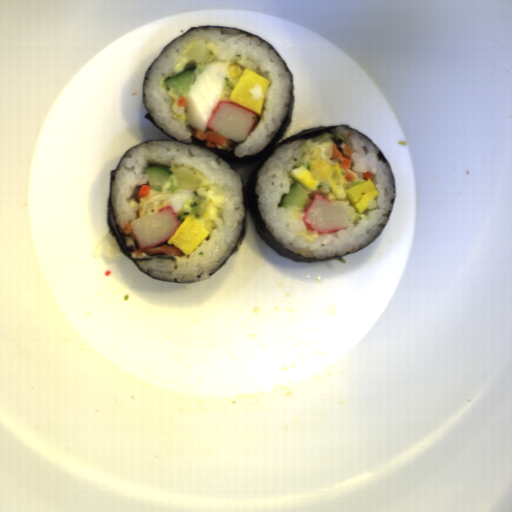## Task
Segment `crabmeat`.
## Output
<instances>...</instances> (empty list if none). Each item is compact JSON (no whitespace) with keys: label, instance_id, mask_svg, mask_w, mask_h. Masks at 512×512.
<instances>
[{"label":"crabmeat","instance_id":"1","mask_svg":"<svg viewBox=\"0 0 512 512\" xmlns=\"http://www.w3.org/2000/svg\"><path fill=\"white\" fill-rule=\"evenodd\" d=\"M259 119L258 112L222 98L211 113L206 131L236 143L245 142Z\"/></svg>","mask_w":512,"mask_h":512},{"label":"crabmeat","instance_id":"2","mask_svg":"<svg viewBox=\"0 0 512 512\" xmlns=\"http://www.w3.org/2000/svg\"><path fill=\"white\" fill-rule=\"evenodd\" d=\"M180 223L176 210L169 204L143 217L139 215L129 226L141 252L167 242Z\"/></svg>","mask_w":512,"mask_h":512},{"label":"crabmeat","instance_id":"3","mask_svg":"<svg viewBox=\"0 0 512 512\" xmlns=\"http://www.w3.org/2000/svg\"><path fill=\"white\" fill-rule=\"evenodd\" d=\"M301 219L309 230L333 233L349 227L351 213L341 200H329L313 194L312 201L303 209Z\"/></svg>","mask_w":512,"mask_h":512}]
</instances>
